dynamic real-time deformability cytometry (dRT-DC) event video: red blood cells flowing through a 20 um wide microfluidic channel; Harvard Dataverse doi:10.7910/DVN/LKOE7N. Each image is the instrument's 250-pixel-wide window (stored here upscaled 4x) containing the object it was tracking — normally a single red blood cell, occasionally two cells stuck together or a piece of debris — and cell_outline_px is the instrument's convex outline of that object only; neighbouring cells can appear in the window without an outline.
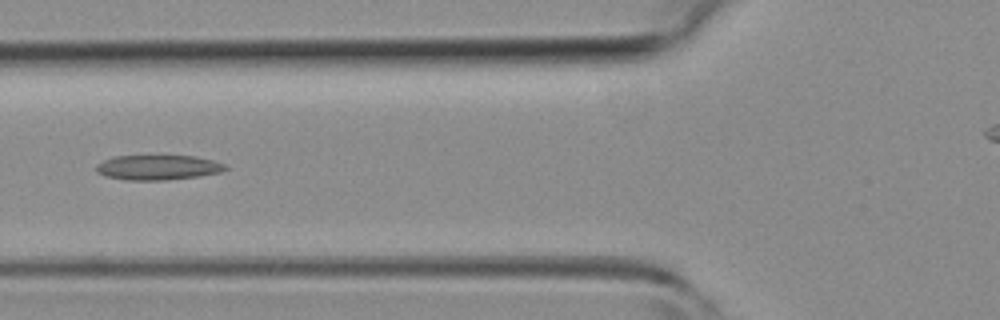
{"species": "common noctule bat (a hibernating species)", "species_latin": "Nyctalus noctula", "temperature_condition": "room temperature", "stored_images_in_passage": 5, "camera_frame_rate_fps": 3000, "um_per_image_px": 0.085, "animal": {"sex": "female", "body_mass_g": 19.3, "forearm_length_mm": 54.1}, "frame": {"image": 1, "passage_image": 5, "time_ms": 5.333, "image_size_px": [1000, 320], "cell_outline_px": [[228, 168], [220, 172], [200, 176], [168, 180], [124, 180], [104, 176], [96, 172], [96, 164], [104, 160], [116, 156], [196, 156], [228, 164]], "centroid_in_image_um": [13.43, 14.24], "position_along_channel_um": 112.4, "area_um2": 18.9}}